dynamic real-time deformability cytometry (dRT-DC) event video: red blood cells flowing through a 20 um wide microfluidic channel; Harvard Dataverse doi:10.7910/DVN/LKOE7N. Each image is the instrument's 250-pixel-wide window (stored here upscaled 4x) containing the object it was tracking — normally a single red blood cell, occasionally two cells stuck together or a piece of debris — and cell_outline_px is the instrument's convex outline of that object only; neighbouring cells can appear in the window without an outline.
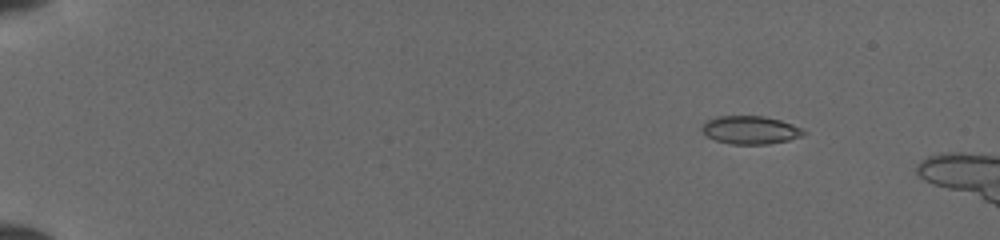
{"species": "common noctule bat (a hibernating species)", "species_latin": "Nyctalus noctula", "temperature_condition": "cold", "stored_images_in_passage": 13, "camera_frame_rate_fps": 3000, "um_per_image_px": 0.085, "animal": {"sex": "female", "body_mass_g": 19.5, "forearm_length_mm": 54.1}, "frame": {"image": 1, "passage_image": 8, "time_ms": 2.333, "image_size_px": [1000, 240], "cell_outline_px": [[808, 132], [800, 136], [788, 140], [768, 144], [732, 144], [716, 140], [708, 136], [700, 128], [708, 120], [716, 116], [764, 116], [780, 120], [792, 124]], "centroid_in_image_um": [63.78, 11.04], "position_along_channel_um": 21.2, "area_um2": 16.47}}